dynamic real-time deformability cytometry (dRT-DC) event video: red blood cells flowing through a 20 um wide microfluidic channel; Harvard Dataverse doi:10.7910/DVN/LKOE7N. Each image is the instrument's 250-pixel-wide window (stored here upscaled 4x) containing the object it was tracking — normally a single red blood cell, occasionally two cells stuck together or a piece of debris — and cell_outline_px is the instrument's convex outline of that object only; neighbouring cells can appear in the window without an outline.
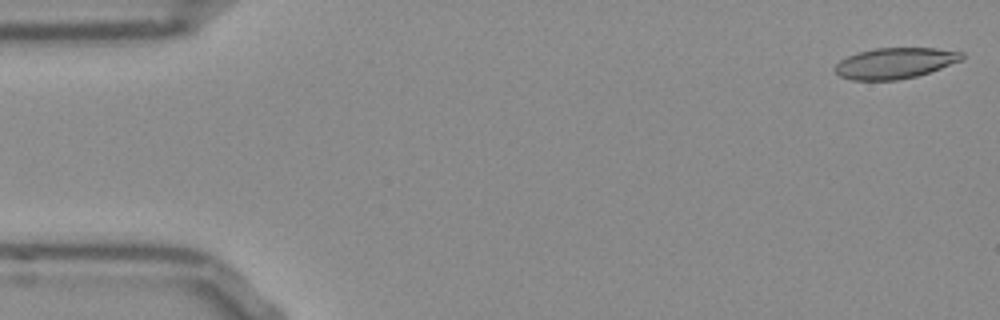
{"species": "Egyptian fruit bat (a non-hibernating species)", "species_latin": "Rousettus aegyptiacus", "temperature_condition": "room temperature", "stored_images_in_passage": 52, "camera_frame_rate_fps": 3000, "um_per_image_px": 0.085, "frame": {"image": 1, "passage_image": 1, "time_ms": 0.0, "image_size_px": [1000, 320], "cell_outline_px": [[964, 60], [916, 76], [896, 80], [852, 80], [840, 76], [832, 68], [840, 60], [848, 56], [860, 52], [876, 48], [936, 48], [964, 52]], "centroid_in_image_um": [76.09, 5.36], "position_along_channel_um": 8.9, "area_um2": 22.77}}
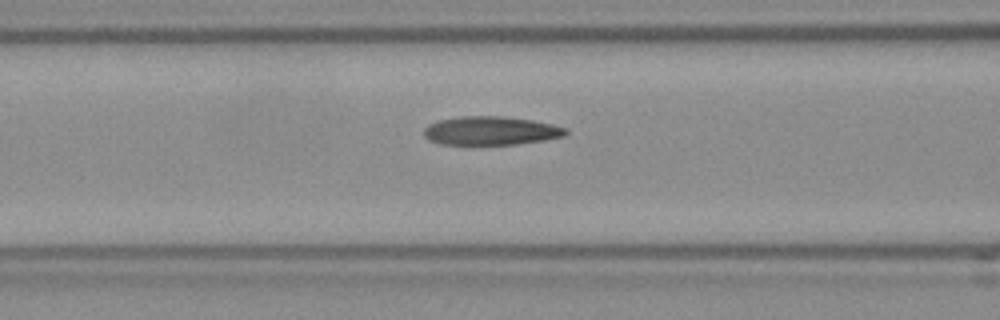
{"frame": {"image": 2, "passage_image": 20, "time_ms": 6.333, "image_size_px": [1000, 320], "cell_outline_px": [[568, 132], [564, 136], [544, 140], [516, 144], [440, 144], [428, 140], [424, 136], [424, 128], [428, 124], [440, 120], [460, 116], [500, 116], [532, 120], [552, 124], [568, 128]], "centroid_in_image_um": [41.71, 11.11], "position_along_channel_um": 124.9, "area_um2": 23.64}}
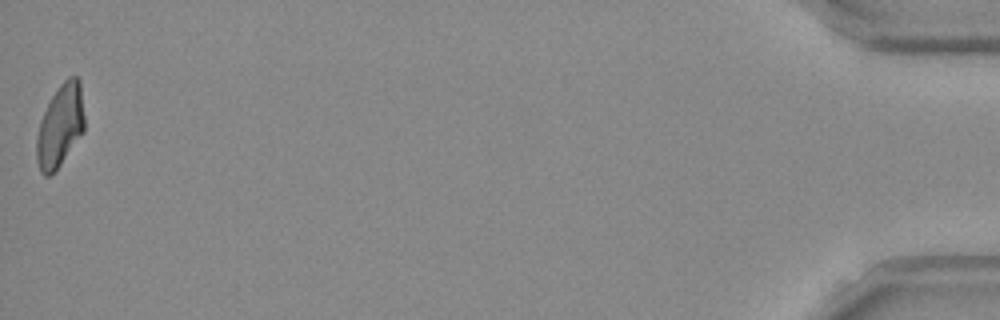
{"frame": {"image": 3, "passage_image": 52, "time_ms": 17.0, "image_size_px": [1000, 320], "cell_outline_px": [[84, 132], [60, 164], [48, 176], [44, 176], [40, 172], [36, 160], [36, 136], [40, 120], [52, 96], [60, 84], [68, 76], [76, 76], [80, 80], [84, 116]], "centroid_in_image_um": [5.11, 10.68], "position_along_channel_um": 430.1, "area_um2": 22.95}, "authors_computed_cell_mechanics": {"area_um2": 23.698, "velocity_mm_per_s": 3.8221, "shape_relaxation_time_tau1_ms": null, "shape_relaxation_time_tau2_ms": 3.5011, "deformation_change_tau1": null, "deformation_change_tau2": 0.1099}}